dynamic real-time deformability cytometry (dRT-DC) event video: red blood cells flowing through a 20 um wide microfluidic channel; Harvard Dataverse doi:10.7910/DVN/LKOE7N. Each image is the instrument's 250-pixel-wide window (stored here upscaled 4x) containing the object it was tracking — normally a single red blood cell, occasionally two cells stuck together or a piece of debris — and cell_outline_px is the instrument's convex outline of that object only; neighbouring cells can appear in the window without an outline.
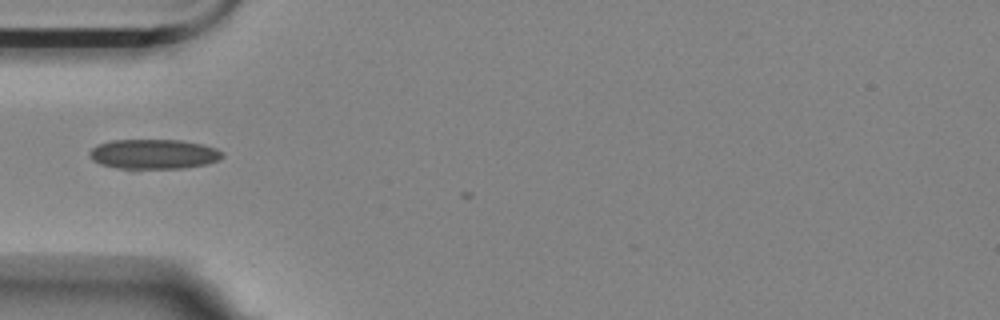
{"species": "Egyptian fruit bat (a non-hibernating species)", "species_latin": "Rousettus aegyptiacus", "temperature_condition": "room temperature", "stored_images_in_passage": 2, "camera_frame_rate_fps": 3000, "um_per_image_px": 0.085, "animal": {"sex": "female"}, "frame": {"image": 1, "passage_image": 1, "time_ms": 0.0, "image_size_px": [1000, 320], "cell_outline_px": [[224, 156], [216, 160], [204, 164], [184, 168], [132, 172], [100, 164], [92, 160], [88, 156], [88, 152], [92, 148], [100, 144], [112, 140], [180, 140], [200, 144], [216, 148], [224, 152]], "centroid_in_image_um": [13.0, 13.15], "position_along_channel_um": 72.0, "area_um2": 23.87}}